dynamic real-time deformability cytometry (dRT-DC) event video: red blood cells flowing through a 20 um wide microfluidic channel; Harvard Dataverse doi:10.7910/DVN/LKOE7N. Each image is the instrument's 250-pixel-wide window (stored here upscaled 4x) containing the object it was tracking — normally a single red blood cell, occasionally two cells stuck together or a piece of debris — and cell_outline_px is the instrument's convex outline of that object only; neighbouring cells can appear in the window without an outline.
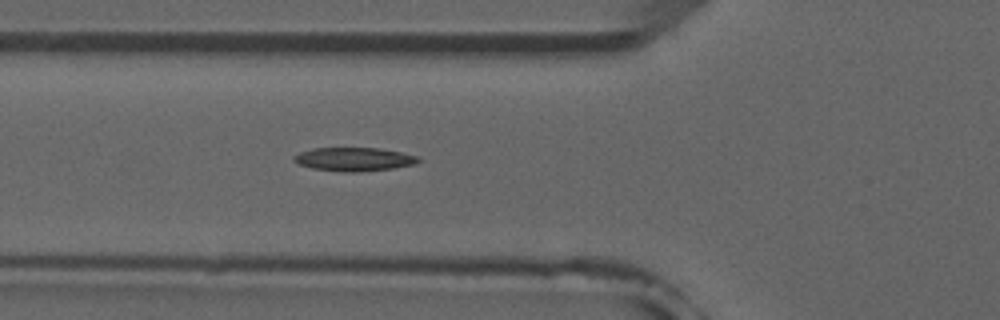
{"species": "common noctule bat (a hibernating species)", "species_latin": "Nyctalus noctula", "temperature_condition": "room temperature", "stored_images_in_passage": 6, "camera_frame_rate_fps": 3000, "um_per_image_px": 0.085, "animal": {"sex": "male", "forearm_length_mm": 52.5}, "frame": {"image": 1, "passage_image": 6, "time_ms": 5.667, "image_size_px": [1000, 320], "cell_outline_px": [[420, 160], [416, 164], [392, 168], [360, 172], [344, 172], [312, 168], [300, 164], [292, 160], [292, 156], [300, 152], [312, 148], [376, 148], [400, 152], [420, 156]], "centroid_in_image_um": [30.09, 13.53], "position_along_channel_um": 95.7, "area_um2": 17.11}}